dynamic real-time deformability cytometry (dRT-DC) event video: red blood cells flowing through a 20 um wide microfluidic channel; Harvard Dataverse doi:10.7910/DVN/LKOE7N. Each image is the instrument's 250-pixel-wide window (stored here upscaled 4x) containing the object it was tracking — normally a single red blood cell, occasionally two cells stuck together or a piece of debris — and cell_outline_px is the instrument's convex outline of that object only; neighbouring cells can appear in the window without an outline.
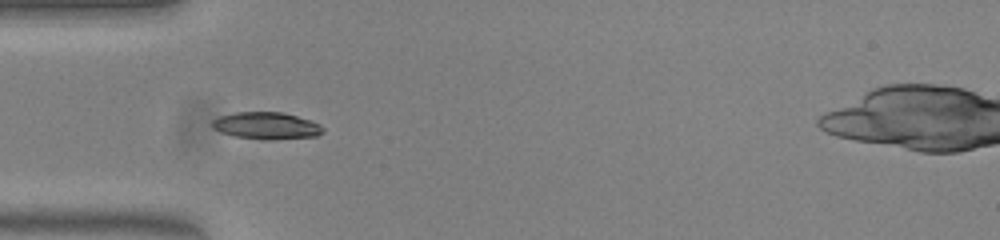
{"species": "common noctule bat (a hibernating species)", "species_latin": "Nyctalus noctula", "temperature_condition": "warm", "stored_images_in_passage": 27, "camera_frame_rate_fps": 3000, "um_per_image_px": 0.085, "animal": {"sex": "female", "body_mass_g": 23.0, "forearm_length_mm": 53.4}, "frame": {"image": 1, "passage_image": 5, "time_ms": 1.333, "image_size_px": [1000, 240], "cell_outline_px": [[316, 132], [300, 136], [248, 136], [236, 116], [256, 112], [268, 112], [292, 116], [300, 120]], "centroid_in_image_um": [23.2, 10.62], "position_along_channel_um": 61.8, "area_um2": 10.17}}
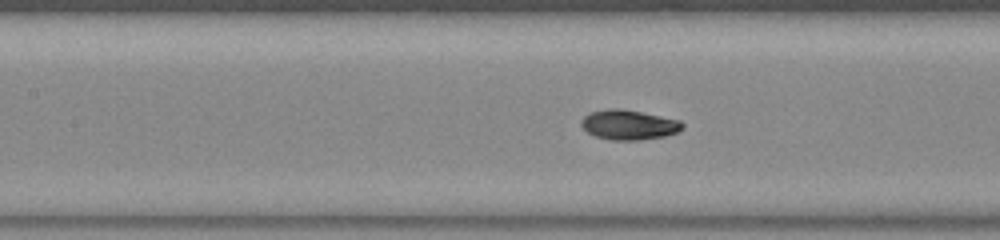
{"frame": {"image": 2, "passage_image": 12, "time_ms": 3.667, "image_size_px": [1000, 240], "cell_outline_px": [[680, 128], [672, 132], [648, 136], [608, 136], [604, 112], [632, 112], [680, 124]], "centroid_in_image_um": [54.13, 10.61], "position_along_channel_um": 153.3, "area_um2": 10.06}}
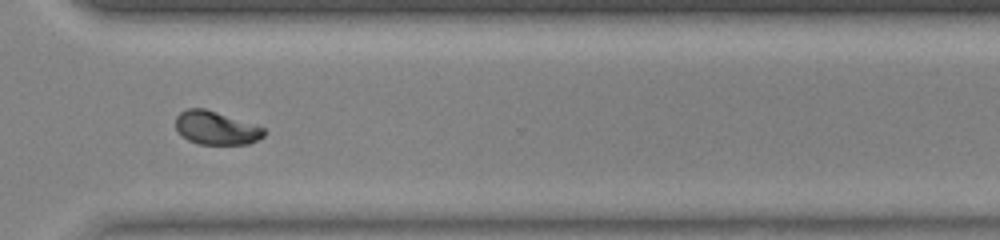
{"frame": {"image": 3, "passage_image": 27, "time_ms": 8.667, "image_size_px": [1000, 240], "cell_outline_px": [[264, 132], [260, 136], [252, 140], [232, 144], [212, 144], [196, 140], [188, 136], [188, 112], [208, 112]], "centroid_in_image_um": [18.59, 11.01], "position_along_channel_um": 352.0, "area_um2": 12.02}}